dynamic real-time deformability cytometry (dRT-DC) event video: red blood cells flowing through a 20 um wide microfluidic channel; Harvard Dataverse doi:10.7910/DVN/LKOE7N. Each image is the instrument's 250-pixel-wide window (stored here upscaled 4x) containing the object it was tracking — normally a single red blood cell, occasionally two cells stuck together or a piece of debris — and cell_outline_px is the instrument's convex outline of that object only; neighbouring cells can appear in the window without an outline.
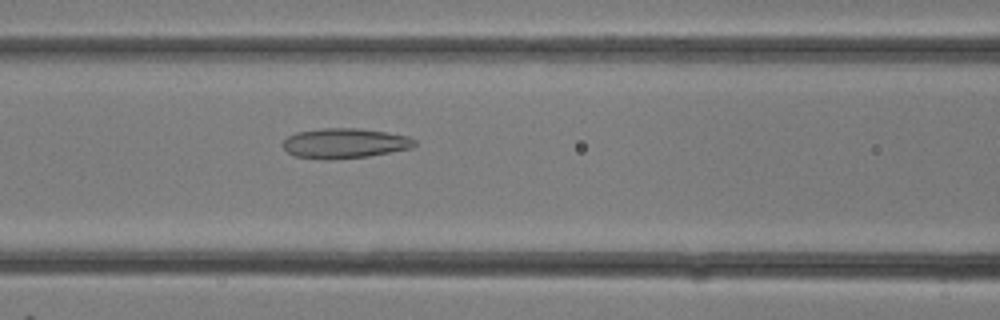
{"species": "common noctule bat (a hibernating species)", "species_latin": "Nyctalus noctula", "temperature_condition": "room temperature", "stored_images_in_passage": 29, "camera_frame_rate_fps": 3000, "um_per_image_px": 0.085, "animal": {"sex": "female"}, "frame": {"image": 1, "passage_image": 12, "time_ms": 3.667, "image_size_px": [1000, 320], "cell_outline_px": [[416, 144], [412, 148], [368, 156], [332, 160], [328, 160], [296, 156], [288, 152], [280, 144], [288, 136], [296, 132], [324, 128], [356, 128], [388, 132], [408, 136], [416, 140]], "centroid_in_image_um": [29.3, 12.18], "position_along_channel_um": 137.3, "area_um2": 23.12}}
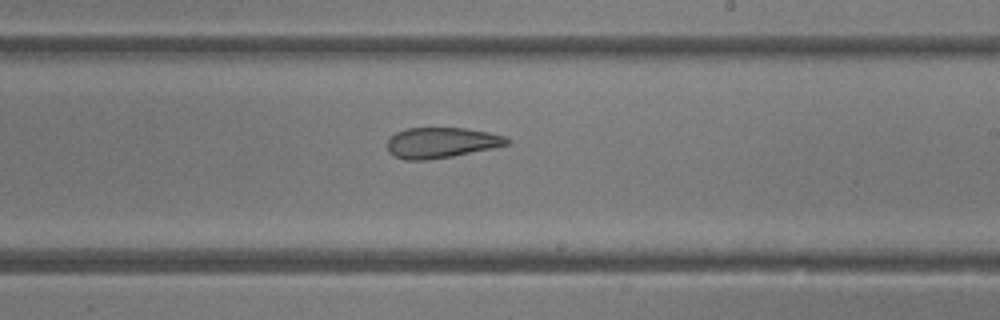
{"frame": {"image": 2, "passage_image": 17, "time_ms": 5.333, "image_size_px": [1000, 320], "cell_outline_px": [[512, 140], [508, 144], [492, 148], [452, 156], [428, 160], [404, 160], [388, 152], [388, 140], [396, 132], [408, 128], [464, 128], [488, 132], [508, 136]], "centroid_in_image_um": [37.54, 12.12], "position_along_channel_um": 251.5, "area_um2": 21.27}}
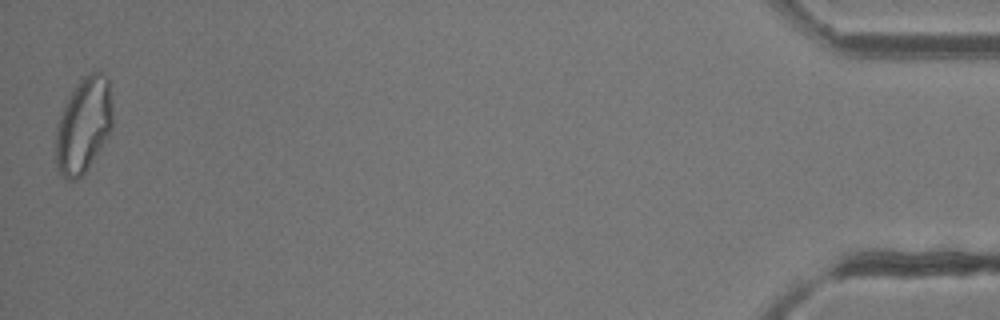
{"frame": {"image": 3, "passage_image": 29, "time_ms": 9.333, "image_size_px": [1000, 320], "cell_outline_px": [[112, 128], [84, 176], [76, 180], [68, 180], [60, 176], [56, 168], [56, 128], [60, 116], [72, 92], [80, 80], [84, 76], [92, 72], [104, 72], [108, 76], [112, 104]], "centroid_in_image_um": [7.11, 10.69], "position_along_channel_um": 428.1, "area_um2": 31.67}}